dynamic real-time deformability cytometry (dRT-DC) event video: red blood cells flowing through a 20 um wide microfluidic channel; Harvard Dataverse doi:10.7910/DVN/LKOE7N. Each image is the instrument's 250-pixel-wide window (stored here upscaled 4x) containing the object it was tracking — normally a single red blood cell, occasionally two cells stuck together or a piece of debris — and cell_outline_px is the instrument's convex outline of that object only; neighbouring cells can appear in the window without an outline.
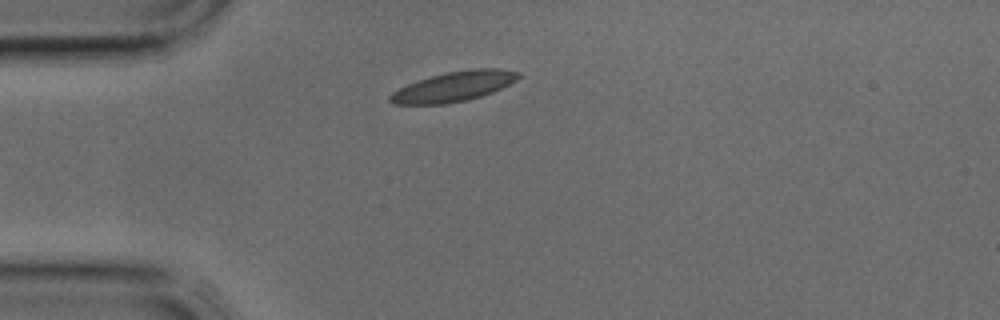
{"species": "common noctule bat (a hibernating species)", "species_latin": "Nyctalus noctula", "temperature_condition": "cold", "stored_images_in_passage": 1, "camera_frame_rate_fps": 3000, "um_per_image_px": 0.085, "animal": {"sex": "male", "body_mass_g": 17.9, "forearm_length_mm": 54.2}, "frame": {"image": 1, "passage_image": 1, "time_ms": 0.0, "image_size_px": [1000, 320], "cell_outline_px": [[520, 76], [516, 80], [492, 92], [468, 100], [448, 104], [392, 104], [388, 100], [388, 96], [392, 92], [408, 84], [444, 72], [472, 68], [500, 68], [520, 72]], "centroid_in_image_um": [38.57, 7.35], "position_along_channel_um": 46.4, "area_um2": 22.37}}